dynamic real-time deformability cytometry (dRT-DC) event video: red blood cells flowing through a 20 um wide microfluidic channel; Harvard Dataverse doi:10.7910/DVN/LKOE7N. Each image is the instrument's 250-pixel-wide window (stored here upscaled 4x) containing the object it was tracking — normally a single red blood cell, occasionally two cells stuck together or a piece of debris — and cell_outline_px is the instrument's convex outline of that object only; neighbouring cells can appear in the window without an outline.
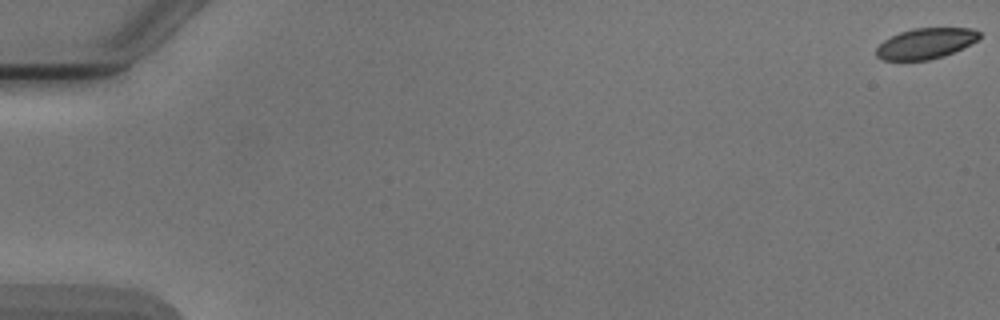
{"species": "Egyptian fruit bat (a non-hibernating species)", "species_latin": "Rousettus aegyptiacus", "temperature_condition": "cold", "stored_images_in_passage": 2, "camera_frame_rate_fps": 3000, "um_per_image_px": 0.085, "animal": {"sex": "male"}, "frame": {"image": 1, "passage_image": 1, "time_ms": 0.0, "image_size_px": [1000, 320], "cell_outline_px": [[980, 36], [976, 40], [944, 56], [928, 60], [880, 60], [876, 56], [876, 48], [884, 40], [900, 32], [912, 28], [972, 28], [980, 32]], "centroid_in_image_um": [78.64, 3.69], "position_along_channel_um": 6.4, "area_um2": 18.21}}